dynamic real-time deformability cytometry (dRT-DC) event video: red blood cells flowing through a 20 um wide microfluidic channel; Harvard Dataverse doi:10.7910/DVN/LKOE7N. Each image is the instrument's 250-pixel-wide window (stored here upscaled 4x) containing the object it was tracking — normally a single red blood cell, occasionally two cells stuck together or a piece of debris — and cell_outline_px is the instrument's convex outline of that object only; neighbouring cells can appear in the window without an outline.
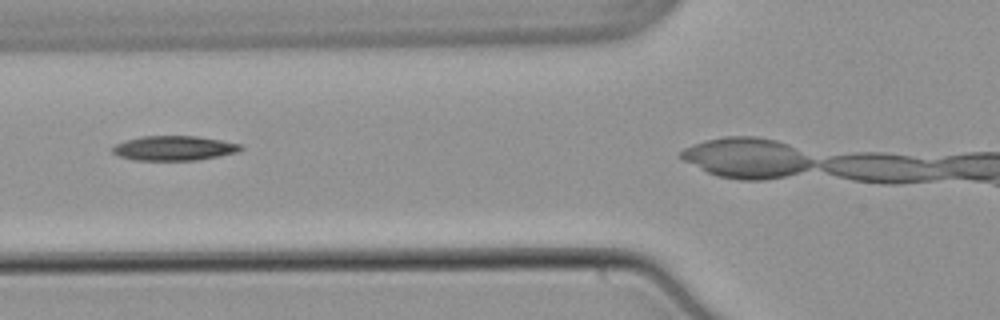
{"species": "common noctule bat (a hibernating species)", "species_latin": "Nyctalus noctula", "temperature_condition": "warm", "stored_images_in_passage": 10, "camera_frame_rate_fps": 3000, "um_per_image_px": 0.085, "animal": {"sex": "male", "body_mass_g": 21.5, "forearm_length_mm": 52.0}, "frame": {"image": 1, "passage_image": 7, "time_ms": 2.0, "image_size_px": [1000, 320], "cell_outline_px": [[244, 148], [240, 152], [196, 160], [136, 160], [120, 156], [112, 152], [112, 148], [116, 144], [140, 136], [196, 136], [220, 140], [240, 144]], "centroid_in_image_um": [14.83, 12.59], "position_along_channel_um": 111.0, "area_um2": 18.26}}